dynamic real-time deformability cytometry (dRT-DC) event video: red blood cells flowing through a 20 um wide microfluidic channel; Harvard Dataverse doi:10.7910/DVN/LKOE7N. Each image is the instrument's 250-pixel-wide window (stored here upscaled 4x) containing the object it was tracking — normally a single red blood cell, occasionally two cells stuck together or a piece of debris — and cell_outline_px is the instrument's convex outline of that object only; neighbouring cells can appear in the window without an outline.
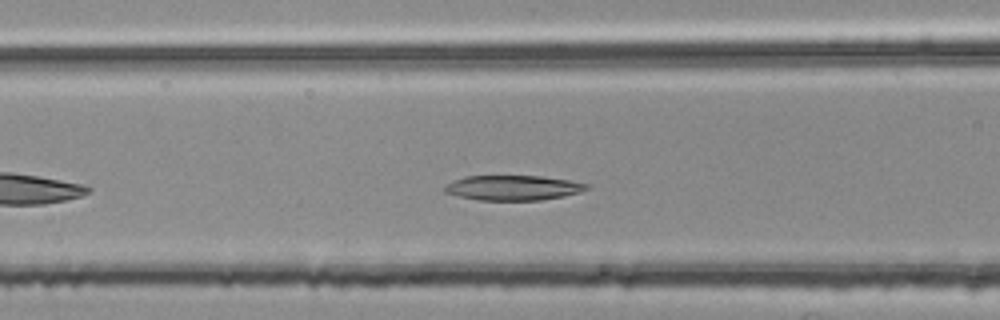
{"species": "common noctule bat (a hibernating species)", "species_latin": "Nyctalus noctula", "temperature_condition": "room temperature", "stored_images_in_passage": 35, "camera_frame_rate_fps": 3000, "um_per_image_px": 0.085, "animal": {"sex": "female", "body_mass_g": 25.1}, "frame": {"image": 1, "passage_image": 9, "time_ms": 2.667, "image_size_px": [1000, 320], "cell_outline_px": [[588, 188], [580, 192], [564, 196], [540, 200], [476, 200], [444, 192], [444, 184], [452, 180], [464, 176], [540, 176], [568, 180], [588, 184]], "centroid_in_image_um": [43.56, 15.96], "position_along_channel_um": 123.0, "area_um2": 20.63}}
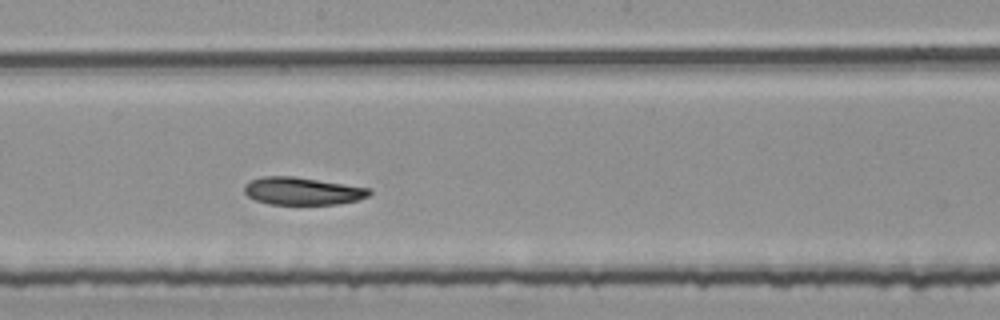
{"frame": {"image": 2, "passage_image": 17, "time_ms": 5.333, "image_size_px": [1000, 320], "cell_outline_px": [[372, 192], [368, 196], [356, 200], [336, 204], [268, 204], [256, 200], [248, 196], [244, 192], [244, 184], [252, 180], [264, 176], [292, 176], [372, 188]], "centroid_in_image_um": [25.7, 16.24], "position_along_channel_um": 222.5, "area_um2": 20.0}}
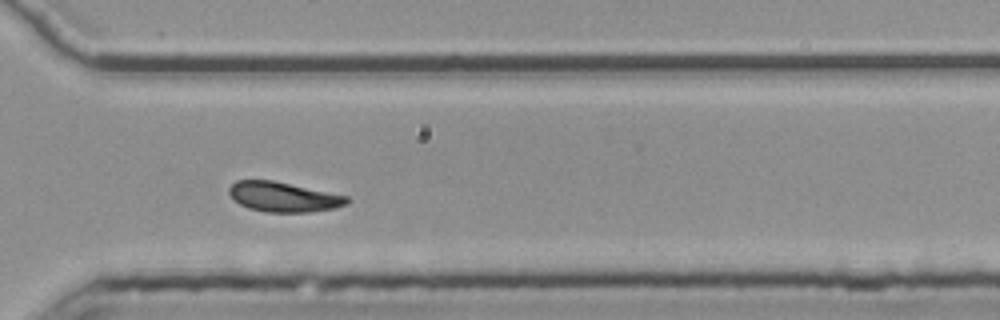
{"frame": {"image": 3, "passage_image": 27, "time_ms": 8.667, "image_size_px": [1000, 320], "cell_outline_px": [[352, 200], [348, 204], [336, 208], [308, 212], [268, 212], [248, 208], [232, 200], [228, 192], [228, 188], [236, 180], [272, 180], [348, 196]], "centroid_in_image_um": [24.09, 16.74], "position_along_channel_um": 346.5, "area_um2": 20.63}}